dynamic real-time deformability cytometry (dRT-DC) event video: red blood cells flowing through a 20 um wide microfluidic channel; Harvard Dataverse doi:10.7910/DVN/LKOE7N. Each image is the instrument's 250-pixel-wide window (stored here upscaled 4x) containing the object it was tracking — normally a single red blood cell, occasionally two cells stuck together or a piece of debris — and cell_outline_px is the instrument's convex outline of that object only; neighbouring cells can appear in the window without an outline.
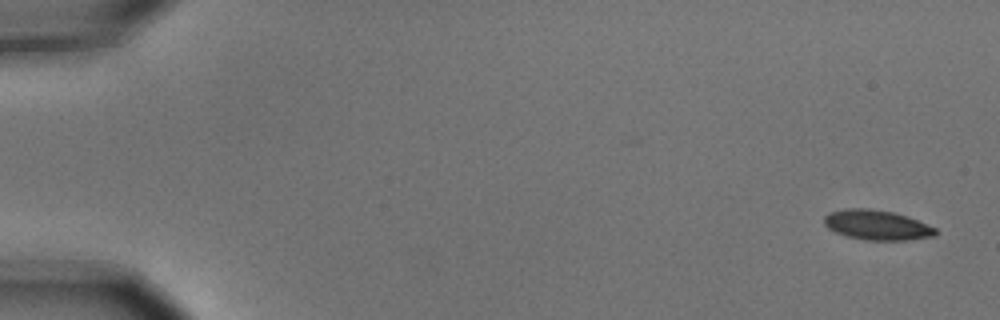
{"species": "common noctule bat (a hibernating species)", "species_latin": "Nyctalus noctula", "temperature_condition": "cold", "stored_images_in_passage": 11, "camera_frame_rate_fps": 3000, "um_per_image_px": 0.085, "animal": {"sex": "male", "body_mass_g": 15.6}, "frame": {"image": 1, "passage_image": 1, "time_ms": 0.0, "image_size_px": [1000, 320], "cell_outline_px": [[936, 236], [904, 240], [864, 240], [848, 236], [836, 232], [828, 228], [824, 224], [824, 216], [828, 212], [844, 208], [868, 208], [892, 212], [908, 216], [936, 228]], "centroid_in_image_um": [74.51, 19.11], "position_along_channel_um": 10.5, "area_um2": 19.42}}
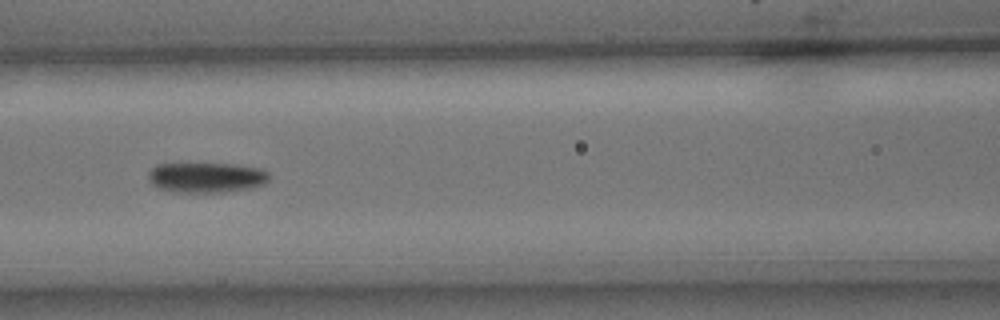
{"frame": {"image": 2, "passage_image": 7, "time_ms": 2.0, "image_size_px": [1000, 320], "cell_outline_px": [[268, 180], [264, 184], [252, 188], [224, 192], [172, 192], [156, 188], [148, 180], [148, 172], [156, 164], [236, 164], [264, 168], [268, 172]], "centroid_in_image_um": [17.54, 15.09], "position_along_channel_um": 149.1, "area_um2": 21.56}}
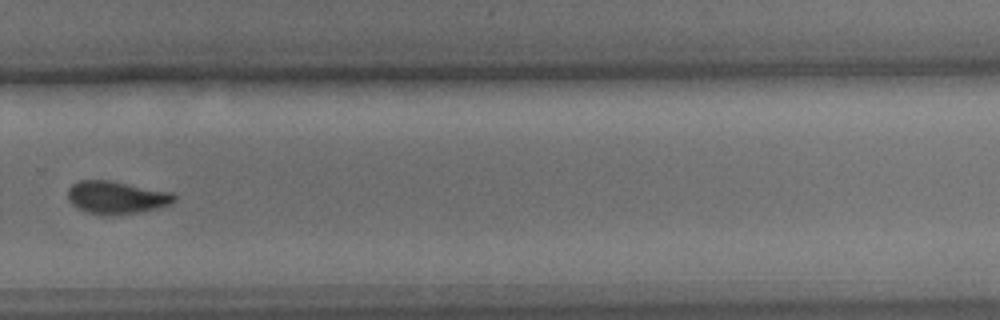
{"frame": {"image": 3, "passage_image": 11, "time_ms": 3.333, "image_size_px": [1000, 320], "cell_outline_px": [[176, 200], [172, 204], [156, 208], [136, 212], [84, 212], [76, 208], [68, 200], [68, 188], [72, 184], [80, 180], [108, 180], [172, 192], [176, 196]], "centroid_in_image_um": [9.89, 16.74], "position_along_channel_um": 319.9, "area_um2": 19.65}}